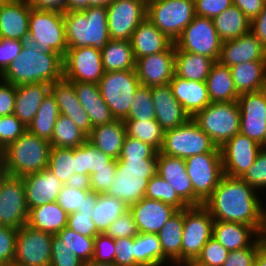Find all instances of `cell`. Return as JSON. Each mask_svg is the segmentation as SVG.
I'll use <instances>...</instances> for the list:
<instances>
[{
    "label": "cell",
    "mask_w": 266,
    "mask_h": 266,
    "mask_svg": "<svg viewBox=\"0 0 266 266\" xmlns=\"http://www.w3.org/2000/svg\"><path fill=\"white\" fill-rule=\"evenodd\" d=\"M232 5V0H194L195 15L211 19Z\"/></svg>",
    "instance_id": "obj_62"
},
{
    "label": "cell",
    "mask_w": 266,
    "mask_h": 266,
    "mask_svg": "<svg viewBox=\"0 0 266 266\" xmlns=\"http://www.w3.org/2000/svg\"><path fill=\"white\" fill-rule=\"evenodd\" d=\"M64 244L84 263L92 260L94 252V237L83 236L74 230L64 227L58 234Z\"/></svg>",
    "instance_id": "obj_50"
},
{
    "label": "cell",
    "mask_w": 266,
    "mask_h": 266,
    "mask_svg": "<svg viewBox=\"0 0 266 266\" xmlns=\"http://www.w3.org/2000/svg\"><path fill=\"white\" fill-rule=\"evenodd\" d=\"M155 107V120L164 131L172 130L186 123L190 116L172 94L169 83L151 87Z\"/></svg>",
    "instance_id": "obj_25"
},
{
    "label": "cell",
    "mask_w": 266,
    "mask_h": 266,
    "mask_svg": "<svg viewBox=\"0 0 266 266\" xmlns=\"http://www.w3.org/2000/svg\"><path fill=\"white\" fill-rule=\"evenodd\" d=\"M28 41L43 54L65 55L68 49L64 12L31 8Z\"/></svg>",
    "instance_id": "obj_6"
},
{
    "label": "cell",
    "mask_w": 266,
    "mask_h": 266,
    "mask_svg": "<svg viewBox=\"0 0 266 266\" xmlns=\"http://www.w3.org/2000/svg\"><path fill=\"white\" fill-rule=\"evenodd\" d=\"M240 133L260 144L266 129V89L240 94Z\"/></svg>",
    "instance_id": "obj_19"
},
{
    "label": "cell",
    "mask_w": 266,
    "mask_h": 266,
    "mask_svg": "<svg viewBox=\"0 0 266 266\" xmlns=\"http://www.w3.org/2000/svg\"><path fill=\"white\" fill-rule=\"evenodd\" d=\"M145 198L159 200L169 204L177 210H183L188 205L177 195L175 190L157 173L149 179Z\"/></svg>",
    "instance_id": "obj_49"
},
{
    "label": "cell",
    "mask_w": 266,
    "mask_h": 266,
    "mask_svg": "<svg viewBox=\"0 0 266 266\" xmlns=\"http://www.w3.org/2000/svg\"><path fill=\"white\" fill-rule=\"evenodd\" d=\"M0 79L15 86L32 83L52 84L63 79V56L43 54L36 44L25 41L19 58L0 75Z\"/></svg>",
    "instance_id": "obj_2"
},
{
    "label": "cell",
    "mask_w": 266,
    "mask_h": 266,
    "mask_svg": "<svg viewBox=\"0 0 266 266\" xmlns=\"http://www.w3.org/2000/svg\"><path fill=\"white\" fill-rule=\"evenodd\" d=\"M51 144L28 130L3 149L2 171L6 175L23 177L48 167Z\"/></svg>",
    "instance_id": "obj_4"
},
{
    "label": "cell",
    "mask_w": 266,
    "mask_h": 266,
    "mask_svg": "<svg viewBox=\"0 0 266 266\" xmlns=\"http://www.w3.org/2000/svg\"><path fill=\"white\" fill-rule=\"evenodd\" d=\"M158 151L151 145L126 135L118 160L157 159Z\"/></svg>",
    "instance_id": "obj_52"
},
{
    "label": "cell",
    "mask_w": 266,
    "mask_h": 266,
    "mask_svg": "<svg viewBox=\"0 0 266 266\" xmlns=\"http://www.w3.org/2000/svg\"><path fill=\"white\" fill-rule=\"evenodd\" d=\"M205 82L211 102L237 101L240 95L233 82L230 68L218 61L212 65Z\"/></svg>",
    "instance_id": "obj_37"
},
{
    "label": "cell",
    "mask_w": 266,
    "mask_h": 266,
    "mask_svg": "<svg viewBox=\"0 0 266 266\" xmlns=\"http://www.w3.org/2000/svg\"><path fill=\"white\" fill-rule=\"evenodd\" d=\"M101 58L105 72L135 70L130 41L110 39L101 51Z\"/></svg>",
    "instance_id": "obj_39"
},
{
    "label": "cell",
    "mask_w": 266,
    "mask_h": 266,
    "mask_svg": "<svg viewBox=\"0 0 266 266\" xmlns=\"http://www.w3.org/2000/svg\"><path fill=\"white\" fill-rule=\"evenodd\" d=\"M17 230L0 225V266L14 262Z\"/></svg>",
    "instance_id": "obj_58"
},
{
    "label": "cell",
    "mask_w": 266,
    "mask_h": 266,
    "mask_svg": "<svg viewBox=\"0 0 266 266\" xmlns=\"http://www.w3.org/2000/svg\"><path fill=\"white\" fill-rule=\"evenodd\" d=\"M87 137L71 118L60 114L56 120L50 144L51 147L76 148L84 144Z\"/></svg>",
    "instance_id": "obj_44"
},
{
    "label": "cell",
    "mask_w": 266,
    "mask_h": 266,
    "mask_svg": "<svg viewBox=\"0 0 266 266\" xmlns=\"http://www.w3.org/2000/svg\"><path fill=\"white\" fill-rule=\"evenodd\" d=\"M248 185L252 186L259 192L266 188V150L261 149L258 153L255 162L241 177Z\"/></svg>",
    "instance_id": "obj_53"
},
{
    "label": "cell",
    "mask_w": 266,
    "mask_h": 266,
    "mask_svg": "<svg viewBox=\"0 0 266 266\" xmlns=\"http://www.w3.org/2000/svg\"><path fill=\"white\" fill-rule=\"evenodd\" d=\"M157 174L175 190L188 206H193V186L186 172V164L183 158L158 152Z\"/></svg>",
    "instance_id": "obj_27"
},
{
    "label": "cell",
    "mask_w": 266,
    "mask_h": 266,
    "mask_svg": "<svg viewBox=\"0 0 266 266\" xmlns=\"http://www.w3.org/2000/svg\"><path fill=\"white\" fill-rule=\"evenodd\" d=\"M250 31L266 49V4L259 15L250 21Z\"/></svg>",
    "instance_id": "obj_67"
},
{
    "label": "cell",
    "mask_w": 266,
    "mask_h": 266,
    "mask_svg": "<svg viewBox=\"0 0 266 266\" xmlns=\"http://www.w3.org/2000/svg\"><path fill=\"white\" fill-rule=\"evenodd\" d=\"M172 266H198L194 262H182V263H177Z\"/></svg>",
    "instance_id": "obj_78"
},
{
    "label": "cell",
    "mask_w": 266,
    "mask_h": 266,
    "mask_svg": "<svg viewBox=\"0 0 266 266\" xmlns=\"http://www.w3.org/2000/svg\"><path fill=\"white\" fill-rule=\"evenodd\" d=\"M48 83H32L16 86V97L13 114L25 125L32 123L43 99L50 92Z\"/></svg>",
    "instance_id": "obj_30"
},
{
    "label": "cell",
    "mask_w": 266,
    "mask_h": 266,
    "mask_svg": "<svg viewBox=\"0 0 266 266\" xmlns=\"http://www.w3.org/2000/svg\"><path fill=\"white\" fill-rule=\"evenodd\" d=\"M258 193L241 178L224 174L203 205L214 220L247 224L257 231L266 215Z\"/></svg>",
    "instance_id": "obj_1"
},
{
    "label": "cell",
    "mask_w": 266,
    "mask_h": 266,
    "mask_svg": "<svg viewBox=\"0 0 266 266\" xmlns=\"http://www.w3.org/2000/svg\"><path fill=\"white\" fill-rule=\"evenodd\" d=\"M175 51L173 44L166 51L138 58L135 70L140 85L153 87L168 84L175 75Z\"/></svg>",
    "instance_id": "obj_20"
},
{
    "label": "cell",
    "mask_w": 266,
    "mask_h": 266,
    "mask_svg": "<svg viewBox=\"0 0 266 266\" xmlns=\"http://www.w3.org/2000/svg\"><path fill=\"white\" fill-rule=\"evenodd\" d=\"M116 257L114 264L116 266H139L135 262V238H119L115 239Z\"/></svg>",
    "instance_id": "obj_59"
},
{
    "label": "cell",
    "mask_w": 266,
    "mask_h": 266,
    "mask_svg": "<svg viewBox=\"0 0 266 266\" xmlns=\"http://www.w3.org/2000/svg\"><path fill=\"white\" fill-rule=\"evenodd\" d=\"M0 117L14 112L16 86L0 79Z\"/></svg>",
    "instance_id": "obj_65"
},
{
    "label": "cell",
    "mask_w": 266,
    "mask_h": 266,
    "mask_svg": "<svg viewBox=\"0 0 266 266\" xmlns=\"http://www.w3.org/2000/svg\"><path fill=\"white\" fill-rule=\"evenodd\" d=\"M155 114L151 87L139 85L130 105L128 116L124 121L155 120Z\"/></svg>",
    "instance_id": "obj_48"
},
{
    "label": "cell",
    "mask_w": 266,
    "mask_h": 266,
    "mask_svg": "<svg viewBox=\"0 0 266 266\" xmlns=\"http://www.w3.org/2000/svg\"><path fill=\"white\" fill-rule=\"evenodd\" d=\"M128 210L129 207L121 199L100 193L96 199L91 218L101 234L105 233L109 225Z\"/></svg>",
    "instance_id": "obj_41"
},
{
    "label": "cell",
    "mask_w": 266,
    "mask_h": 266,
    "mask_svg": "<svg viewBox=\"0 0 266 266\" xmlns=\"http://www.w3.org/2000/svg\"><path fill=\"white\" fill-rule=\"evenodd\" d=\"M53 234L27 224L16 233L14 263L21 266H50Z\"/></svg>",
    "instance_id": "obj_14"
},
{
    "label": "cell",
    "mask_w": 266,
    "mask_h": 266,
    "mask_svg": "<svg viewBox=\"0 0 266 266\" xmlns=\"http://www.w3.org/2000/svg\"><path fill=\"white\" fill-rule=\"evenodd\" d=\"M31 6L28 0L0 2V38L28 40Z\"/></svg>",
    "instance_id": "obj_21"
},
{
    "label": "cell",
    "mask_w": 266,
    "mask_h": 266,
    "mask_svg": "<svg viewBox=\"0 0 266 266\" xmlns=\"http://www.w3.org/2000/svg\"><path fill=\"white\" fill-rule=\"evenodd\" d=\"M68 214L57 202L47 203L29 210L27 225L53 235L67 226Z\"/></svg>",
    "instance_id": "obj_36"
},
{
    "label": "cell",
    "mask_w": 266,
    "mask_h": 266,
    "mask_svg": "<svg viewBox=\"0 0 266 266\" xmlns=\"http://www.w3.org/2000/svg\"><path fill=\"white\" fill-rule=\"evenodd\" d=\"M25 41L0 38V75L19 58Z\"/></svg>",
    "instance_id": "obj_60"
},
{
    "label": "cell",
    "mask_w": 266,
    "mask_h": 266,
    "mask_svg": "<svg viewBox=\"0 0 266 266\" xmlns=\"http://www.w3.org/2000/svg\"><path fill=\"white\" fill-rule=\"evenodd\" d=\"M115 257V239L104 233L97 234L94 237V252L91 261L114 263Z\"/></svg>",
    "instance_id": "obj_57"
},
{
    "label": "cell",
    "mask_w": 266,
    "mask_h": 266,
    "mask_svg": "<svg viewBox=\"0 0 266 266\" xmlns=\"http://www.w3.org/2000/svg\"><path fill=\"white\" fill-rule=\"evenodd\" d=\"M228 253L229 251L219 241L211 237L194 263L198 266H222Z\"/></svg>",
    "instance_id": "obj_51"
},
{
    "label": "cell",
    "mask_w": 266,
    "mask_h": 266,
    "mask_svg": "<svg viewBox=\"0 0 266 266\" xmlns=\"http://www.w3.org/2000/svg\"><path fill=\"white\" fill-rule=\"evenodd\" d=\"M169 85L172 94L190 118L211 103L206 82L190 81L175 74Z\"/></svg>",
    "instance_id": "obj_28"
},
{
    "label": "cell",
    "mask_w": 266,
    "mask_h": 266,
    "mask_svg": "<svg viewBox=\"0 0 266 266\" xmlns=\"http://www.w3.org/2000/svg\"><path fill=\"white\" fill-rule=\"evenodd\" d=\"M259 249L260 246L258 240H256L250 247L229 251L222 266H254Z\"/></svg>",
    "instance_id": "obj_61"
},
{
    "label": "cell",
    "mask_w": 266,
    "mask_h": 266,
    "mask_svg": "<svg viewBox=\"0 0 266 266\" xmlns=\"http://www.w3.org/2000/svg\"><path fill=\"white\" fill-rule=\"evenodd\" d=\"M232 3L251 21L262 11L266 0H232Z\"/></svg>",
    "instance_id": "obj_66"
},
{
    "label": "cell",
    "mask_w": 266,
    "mask_h": 266,
    "mask_svg": "<svg viewBox=\"0 0 266 266\" xmlns=\"http://www.w3.org/2000/svg\"><path fill=\"white\" fill-rule=\"evenodd\" d=\"M115 170L116 168H102L96 173L91 174V191H94L98 194L106 193L110 189L111 183L115 180Z\"/></svg>",
    "instance_id": "obj_64"
},
{
    "label": "cell",
    "mask_w": 266,
    "mask_h": 266,
    "mask_svg": "<svg viewBox=\"0 0 266 266\" xmlns=\"http://www.w3.org/2000/svg\"><path fill=\"white\" fill-rule=\"evenodd\" d=\"M184 160L193 186V206L202 205L224 175L221 153H203Z\"/></svg>",
    "instance_id": "obj_11"
},
{
    "label": "cell",
    "mask_w": 266,
    "mask_h": 266,
    "mask_svg": "<svg viewBox=\"0 0 266 266\" xmlns=\"http://www.w3.org/2000/svg\"><path fill=\"white\" fill-rule=\"evenodd\" d=\"M113 239L124 237L135 238L139 232L131 212L128 210L109 225L104 233Z\"/></svg>",
    "instance_id": "obj_55"
},
{
    "label": "cell",
    "mask_w": 266,
    "mask_h": 266,
    "mask_svg": "<svg viewBox=\"0 0 266 266\" xmlns=\"http://www.w3.org/2000/svg\"><path fill=\"white\" fill-rule=\"evenodd\" d=\"M222 40L211 18L195 15L193 21L175 40L176 51L204 55L218 61Z\"/></svg>",
    "instance_id": "obj_13"
},
{
    "label": "cell",
    "mask_w": 266,
    "mask_h": 266,
    "mask_svg": "<svg viewBox=\"0 0 266 266\" xmlns=\"http://www.w3.org/2000/svg\"><path fill=\"white\" fill-rule=\"evenodd\" d=\"M214 63L204 55L175 51V74L190 81L205 82Z\"/></svg>",
    "instance_id": "obj_38"
},
{
    "label": "cell",
    "mask_w": 266,
    "mask_h": 266,
    "mask_svg": "<svg viewBox=\"0 0 266 266\" xmlns=\"http://www.w3.org/2000/svg\"><path fill=\"white\" fill-rule=\"evenodd\" d=\"M91 7V0H67L65 12L82 11Z\"/></svg>",
    "instance_id": "obj_73"
},
{
    "label": "cell",
    "mask_w": 266,
    "mask_h": 266,
    "mask_svg": "<svg viewBox=\"0 0 266 266\" xmlns=\"http://www.w3.org/2000/svg\"><path fill=\"white\" fill-rule=\"evenodd\" d=\"M229 68L239 94L266 89V61H250Z\"/></svg>",
    "instance_id": "obj_35"
},
{
    "label": "cell",
    "mask_w": 266,
    "mask_h": 266,
    "mask_svg": "<svg viewBox=\"0 0 266 266\" xmlns=\"http://www.w3.org/2000/svg\"><path fill=\"white\" fill-rule=\"evenodd\" d=\"M27 131L25 125L14 115L0 117V145L4 149Z\"/></svg>",
    "instance_id": "obj_54"
},
{
    "label": "cell",
    "mask_w": 266,
    "mask_h": 266,
    "mask_svg": "<svg viewBox=\"0 0 266 266\" xmlns=\"http://www.w3.org/2000/svg\"><path fill=\"white\" fill-rule=\"evenodd\" d=\"M192 119L219 148L240 133V109L237 101L211 102Z\"/></svg>",
    "instance_id": "obj_7"
},
{
    "label": "cell",
    "mask_w": 266,
    "mask_h": 266,
    "mask_svg": "<svg viewBox=\"0 0 266 266\" xmlns=\"http://www.w3.org/2000/svg\"><path fill=\"white\" fill-rule=\"evenodd\" d=\"M257 240L260 246V250L266 254V215L263 222L257 230Z\"/></svg>",
    "instance_id": "obj_74"
},
{
    "label": "cell",
    "mask_w": 266,
    "mask_h": 266,
    "mask_svg": "<svg viewBox=\"0 0 266 266\" xmlns=\"http://www.w3.org/2000/svg\"><path fill=\"white\" fill-rule=\"evenodd\" d=\"M104 72L101 51L94 47L68 48L63 56V78L67 81L98 84Z\"/></svg>",
    "instance_id": "obj_16"
},
{
    "label": "cell",
    "mask_w": 266,
    "mask_h": 266,
    "mask_svg": "<svg viewBox=\"0 0 266 266\" xmlns=\"http://www.w3.org/2000/svg\"><path fill=\"white\" fill-rule=\"evenodd\" d=\"M85 266H116L114 263H103V262H94L90 261L85 263Z\"/></svg>",
    "instance_id": "obj_77"
},
{
    "label": "cell",
    "mask_w": 266,
    "mask_h": 266,
    "mask_svg": "<svg viewBox=\"0 0 266 266\" xmlns=\"http://www.w3.org/2000/svg\"><path fill=\"white\" fill-rule=\"evenodd\" d=\"M3 161V148L0 145V163Z\"/></svg>",
    "instance_id": "obj_80"
},
{
    "label": "cell",
    "mask_w": 266,
    "mask_h": 266,
    "mask_svg": "<svg viewBox=\"0 0 266 266\" xmlns=\"http://www.w3.org/2000/svg\"><path fill=\"white\" fill-rule=\"evenodd\" d=\"M60 115L55 97L49 92L43 99L37 114L27 130L40 138L48 140L52 139L54 126L58 116Z\"/></svg>",
    "instance_id": "obj_42"
},
{
    "label": "cell",
    "mask_w": 266,
    "mask_h": 266,
    "mask_svg": "<svg viewBox=\"0 0 266 266\" xmlns=\"http://www.w3.org/2000/svg\"><path fill=\"white\" fill-rule=\"evenodd\" d=\"M50 92L56 99L59 113L71 118L76 126L88 136L93 126L89 115L77 98L73 83L63 78L50 85Z\"/></svg>",
    "instance_id": "obj_26"
},
{
    "label": "cell",
    "mask_w": 266,
    "mask_h": 266,
    "mask_svg": "<svg viewBox=\"0 0 266 266\" xmlns=\"http://www.w3.org/2000/svg\"><path fill=\"white\" fill-rule=\"evenodd\" d=\"M109 38L130 41L134 30L146 18V0H115L107 7Z\"/></svg>",
    "instance_id": "obj_17"
},
{
    "label": "cell",
    "mask_w": 266,
    "mask_h": 266,
    "mask_svg": "<svg viewBox=\"0 0 266 266\" xmlns=\"http://www.w3.org/2000/svg\"><path fill=\"white\" fill-rule=\"evenodd\" d=\"M159 152L183 159L203 153H221L192 118L179 127L165 131Z\"/></svg>",
    "instance_id": "obj_8"
},
{
    "label": "cell",
    "mask_w": 266,
    "mask_h": 266,
    "mask_svg": "<svg viewBox=\"0 0 266 266\" xmlns=\"http://www.w3.org/2000/svg\"><path fill=\"white\" fill-rule=\"evenodd\" d=\"M91 217L92 212L77 211L68 214L67 227L83 236L95 237L100 233Z\"/></svg>",
    "instance_id": "obj_56"
},
{
    "label": "cell",
    "mask_w": 266,
    "mask_h": 266,
    "mask_svg": "<svg viewBox=\"0 0 266 266\" xmlns=\"http://www.w3.org/2000/svg\"><path fill=\"white\" fill-rule=\"evenodd\" d=\"M140 81L136 70L104 72L98 86L101 97L115 119L124 120L129 113Z\"/></svg>",
    "instance_id": "obj_10"
},
{
    "label": "cell",
    "mask_w": 266,
    "mask_h": 266,
    "mask_svg": "<svg viewBox=\"0 0 266 266\" xmlns=\"http://www.w3.org/2000/svg\"><path fill=\"white\" fill-rule=\"evenodd\" d=\"M75 87L77 98L89 115L92 126L104 125L112 122L110 108L107 106L96 83L72 82Z\"/></svg>",
    "instance_id": "obj_31"
},
{
    "label": "cell",
    "mask_w": 266,
    "mask_h": 266,
    "mask_svg": "<svg viewBox=\"0 0 266 266\" xmlns=\"http://www.w3.org/2000/svg\"><path fill=\"white\" fill-rule=\"evenodd\" d=\"M89 175L102 168H116L117 160L111 158L88 141Z\"/></svg>",
    "instance_id": "obj_63"
},
{
    "label": "cell",
    "mask_w": 266,
    "mask_h": 266,
    "mask_svg": "<svg viewBox=\"0 0 266 266\" xmlns=\"http://www.w3.org/2000/svg\"><path fill=\"white\" fill-rule=\"evenodd\" d=\"M28 215L22 177L4 174L0 180V225L19 229L27 224Z\"/></svg>",
    "instance_id": "obj_15"
},
{
    "label": "cell",
    "mask_w": 266,
    "mask_h": 266,
    "mask_svg": "<svg viewBox=\"0 0 266 266\" xmlns=\"http://www.w3.org/2000/svg\"><path fill=\"white\" fill-rule=\"evenodd\" d=\"M260 144L241 133L230 138L220 147L223 173L241 178L255 162Z\"/></svg>",
    "instance_id": "obj_18"
},
{
    "label": "cell",
    "mask_w": 266,
    "mask_h": 266,
    "mask_svg": "<svg viewBox=\"0 0 266 266\" xmlns=\"http://www.w3.org/2000/svg\"><path fill=\"white\" fill-rule=\"evenodd\" d=\"M65 185L75 189L91 191L90 175L74 173L69 177Z\"/></svg>",
    "instance_id": "obj_71"
},
{
    "label": "cell",
    "mask_w": 266,
    "mask_h": 266,
    "mask_svg": "<svg viewBox=\"0 0 266 266\" xmlns=\"http://www.w3.org/2000/svg\"><path fill=\"white\" fill-rule=\"evenodd\" d=\"M254 266H266V254L263 253L260 249L256 254Z\"/></svg>",
    "instance_id": "obj_75"
},
{
    "label": "cell",
    "mask_w": 266,
    "mask_h": 266,
    "mask_svg": "<svg viewBox=\"0 0 266 266\" xmlns=\"http://www.w3.org/2000/svg\"><path fill=\"white\" fill-rule=\"evenodd\" d=\"M157 173V159L117 160L115 180L107 195L121 199L128 207L145 198L149 179Z\"/></svg>",
    "instance_id": "obj_5"
},
{
    "label": "cell",
    "mask_w": 266,
    "mask_h": 266,
    "mask_svg": "<svg viewBox=\"0 0 266 266\" xmlns=\"http://www.w3.org/2000/svg\"><path fill=\"white\" fill-rule=\"evenodd\" d=\"M124 122L128 136L151 145L158 152L161 150L165 131L156 120Z\"/></svg>",
    "instance_id": "obj_46"
},
{
    "label": "cell",
    "mask_w": 266,
    "mask_h": 266,
    "mask_svg": "<svg viewBox=\"0 0 266 266\" xmlns=\"http://www.w3.org/2000/svg\"><path fill=\"white\" fill-rule=\"evenodd\" d=\"M139 233L157 234L167 220L178 210L173 206L144 198L129 206Z\"/></svg>",
    "instance_id": "obj_24"
},
{
    "label": "cell",
    "mask_w": 266,
    "mask_h": 266,
    "mask_svg": "<svg viewBox=\"0 0 266 266\" xmlns=\"http://www.w3.org/2000/svg\"><path fill=\"white\" fill-rule=\"evenodd\" d=\"M260 146H261V149L266 150V129H265V132H264V135H263V140L260 143Z\"/></svg>",
    "instance_id": "obj_79"
},
{
    "label": "cell",
    "mask_w": 266,
    "mask_h": 266,
    "mask_svg": "<svg viewBox=\"0 0 266 266\" xmlns=\"http://www.w3.org/2000/svg\"><path fill=\"white\" fill-rule=\"evenodd\" d=\"M115 0H91V7H100L105 6L108 7Z\"/></svg>",
    "instance_id": "obj_76"
},
{
    "label": "cell",
    "mask_w": 266,
    "mask_h": 266,
    "mask_svg": "<svg viewBox=\"0 0 266 266\" xmlns=\"http://www.w3.org/2000/svg\"><path fill=\"white\" fill-rule=\"evenodd\" d=\"M47 168L65 184L75 173L74 148L51 147Z\"/></svg>",
    "instance_id": "obj_47"
},
{
    "label": "cell",
    "mask_w": 266,
    "mask_h": 266,
    "mask_svg": "<svg viewBox=\"0 0 266 266\" xmlns=\"http://www.w3.org/2000/svg\"><path fill=\"white\" fill-rule=\"evenodd\" d=\"M65 257H77L71 250L64 244L63 240L53 235L52 247H51V258H65Z\"/></svg>",
    "instance_id": "obj_70"
},
{
    "label": "cell",
    "mask_w": 266,
    "mask_h": 266,
    "mask_svg": "<svg viewBox=\"0 0 266 266\" xmlns=\"http://www.w3.org/2000/svg\"><path fill=\"white\" fill-rule=\"evenodd\" d=\"M212 20L222 41L237 39L250 31V20L233 5Z\"/></svg>",
    "instance_id": "obj_40"
},
{
    "label": "cell",
    "mask_w": 266,
    "mask_h": 266,
    "mask_svg": "<svg viewBox=\"0 0 266 266\" xmlns=\"http://www.w3.org/2000/svg\"><path fill=\"white\" fill-rule=\"evenodd\" d=\"M134 256L139 266H163V251L158 235L139 233L135 237Z\"/></svg>",
    "instance_id": "obj_45"
},
{
    "label": "cell",
    "mask_w": 266,
    "mask_h": 266,
    "mask_svg": "<svg viewBox=\"0 0 266 266\" xmlns=\"http://www.w3.org/2000/svg\"><path fill=\"white\" fill-rule=\"evenodd\" d=\"M97 197L98 193L94 191L75 189L64 184L56 202L67 214L77 211L94 212Z\"/></svg>",
    "instance_id": "obj_43"
},
{
    "label": "cell",
    "mask_w": 266,
    "mask_h": 266,
    "mask_svg": "<svg viewBox=\"0 0 266 266\" xmlns=\"http://www.w3.org/2000/svg\"><path fill=\"white\" fill-rule=\"evenodd\" d=\"M214 219L202 204L184 209L181 263L194 262L212 237Z\"/></svg>",
    "instance_id": "obj_12"
},
{
    "label": "cell",
    "mask_w": 266,
    "mask_h": 266,
    "mask_svg": "<svg viewBox=\"0 0 266 266\" xmlns=\"http://www.w3.org/2000/svg\"><path fill=\"white\" fill-rule=\"evenodd\" d=\"M50 266H85L78 257L51 258Z\"/></svg>",
    "instance_id": "obj_72"
},
{
    "label": "cell",
    "mask_w": 266,
    "mask_h": 266,
    "mask_svg": "<svg viewBox=\"0 0 266 266\" xmlns=\"http://www.w3.org/2000/svg\"><path fill=\"white\" fill-rule=\"evenodd\" d=\"M28 210L57 201L64 184L48 169L22 177Z\"/></svg>",
    "instance_id": "obj_22"
},
{
    "label": "cell",
    "mask_w": 266,
    "mask_h": 266,
    "mask_svg": "<svg viewBox=\"0 0 266 266\" xmlns=\"http://www.w3.org/2000/svg\"><path fill=\"white\" fill-rule=\"evenodd\" d=\"M28 2L34 9L65 12L67 0H28Z\"/></svg>",
    "instance_id": "obj_69"
},
{
    "label": "cell",
    "mask_w": 266,
    "mask_h": 266,
    "mask_svg": "<svg viewBox=\"0 0 266 266\" xmlns=\"http://www.w3.org/2000/svg\"><path fill=\"white\" fill-rule=\"evenodd\" d=\"M183 227L184 209L174 213L157 233L163 251V266L181 263Z\"/></svg>",
    "instance_id": "obj_34"
},
{
    "label": "cell",
    "mask_w": 266,
    "mask_h": 266,
    "mask_svg": "<svg viewBox=\"0 0 266 266\" xmlns=\"http://www.w3.org/2000/svg\"><path fill=\"white\" fill-rule=\"evenodd\" d=\"M75 173L89 175L88 141L74 148Z\"/></svg>",
    "instance_id": "obj_68"
},
{
    "label": "cell",
    "mask_w": 266,
    "mask_h": 266,
    "mask_svg": "<svg viewBox=\"0 0 266 266\" xmlns=\"http://www.w3.org/2000/svg\"><path fill=\"white\" fill-rule=\"evenodd\" d=\"M131 46L135 61L138 58L158 54L168 50L174 42L156 26L145 18L134 30L131 37Z\"/></svg>",
    "instance_id": "obj_29"
},
{
    "label": "cell",
    "mask_w": 266,
    "mask_h": 266,
    "mask_svg": "<svg viewBox=\"0 0 266 266\" xmlns=\"http://www.w3.org/2000/svg\"><path fill=\"white\" fill-rule=\"evenodd\" d=\"M212 237L233 251L250 247L257 240V231L247 224L214 220Z\"/></svg>",
    "instance_id": "obj_33"
},
{
    "label": "cell",
    "mask_w": 266,
    "mask_h": 266,
    "mask_svg": "<svg viewBox=\"0 0 266 266\" xmlns=\"http://www.w3.org/2000/svg\"><path fill=\"white\" fill-rule=\"evenodd\" d=\"M126 135L124 120L115 119L110 123L93 127L87 141L111 158L118 160Z\"/></svg>",
    "instance_id": "obj_32"
},
{
    "label": "cell",
    "mask_w": 266,
    "mask_h": 266,
    "mask_svg": "<svg viewBox=\"0 0 266 266\" xmlns=\"http://www.w3.org/2000/svg\"><path fill=\"white\" fill-rule=\"evenodd\" d=\"M250 61H266V49L251 31L222 42L219 63L232 67Z\"/></svg>",
    "instance_id": "obj_23"
},
{
    "label": "cell",
    "mask_w": 266,
    "mask_h": 266,
    "mask_svg": "<svg viewBox=\"0 0 266 266\" xmlns=\"http://www.w3.org/2000/svg\"><path fill=\"white\" fill-rule=\"evenodd\" d=\"M68 48L94 47L102 51L110 40L107 7L64 12Z\"/></svg>",
    "instance_id": "obj_3"
},
{
    "label": "cell",
    "mask_w": 266,
    "mask_h": 266,
    "mask_svg": "<svg viewBox=\"0 0 266 266\" xmlns=\"http://www.w3.org/2000/svg\"><path fill=\"white\" fill-rule=\"evenodd\" d=\"M194 16V0H150L147 2L146 18L173 42L193 21Z\"/></svg>",
    "instance_id": "obj_9"
}]
</instances>
